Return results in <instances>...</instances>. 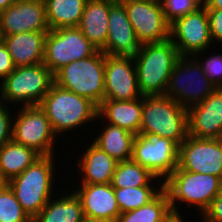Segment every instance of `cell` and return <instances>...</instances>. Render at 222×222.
<instances>
[{
	"label": "cell",
	"instance_id": "obj_1",
	"mask_svg": "<svg viewBox=\"0 0 222 222\" xmlns=\"http://www.w3.org/2000/svg\"><path fill=\"white\" fill-rule=\"evenodd\" d=\"M179 57L170 38L162 42L141 44L133 58L142 96L165 95L169 77Z\"/></svg>",
	"mask_w": 222,
	"mask_h": 222
},
{
	"label": "cell",
	"instance_id": "obj_2",
	"mask_svg": "<svg viewBox=\"0 0 222 222\" xmlns=\"http://www.w3.org/2000/svg\"><path fill=\"white\" fill-rule=\"evenodd\" d=\"M54 159L53 155L40 156L20 175L6 183L32 220L42 211L48 201L56 196L52 191L53 186H56Z\"/></svg>",
	"mask_w": 222,
	"mask_h": 222
},
{
	"label": "cell",
	"instance_id": "obj_3",
	"mask_svg": "<svg viewBox=\"0 0 222 222\" xmlns=\"http://www.w3.org/2000/svg\"><path fill=\"white\" fill-rule=\"evenodd\" d=\"M139 134L168 138L179 146L188 135L187 109L165 95L142 96Z\"/></svg>",
	"mask_w": 222,
	"mask_h": 222
},
{
	"label": "cell",
	"instance_id": "obj_4",
	"mask_svg": "<svg viewBox=\"0 0 222 222\" xmlns=\"http://www.w3.org/2000/svg\"><path fill=\"white\" fill-rule=\"evenodd\" d=\"M39 106L45 111L53 132L58 136L87 125L97 118L98 107L89 99L53 83Z\"/></svg>",
	"mask_w": 222,
	"mask_h": 222
},
{
	"label": "cell",
	"instance_id": "obj_5",
	"mask_svg": "<svg viewBox=\"0 0 222 222\" xmlns=\"http://www.w3.org/2000/svg\"><path fill=\"white\" fill-rule=\"evenodd\" d=\"M221 181L220 177L188 172L177 167L163 181V189L168 195L173 215H180L177 202H184L187 208H198L202 216L211 201L218 196Z\"/></svg>",
	"mask_w": 222,
	"mask_h": 222
},
{
	"label": "cell",
	"instance_id": "obj_6",
	"mask_svg": "<svg viewBox=\"0 0 222 222\" xmlns=\"http://www.w3.org/2000/svg\"><path fill=\"white\" fill-rule=\"evenodd\" d=\"M105 53L98 50L88 58L76 60L54 74V83L85 97L97 107L104 100Z\"/></svg>",
	"mask_w": 222,
	"mask_h": 222
},
{
	"label": "cell",
	"instance_id": "obj_7",
	"mask_svg": "<svg viewBox=\"0 0 222 222\" xmlns=\"http://www.w3.org/2000/svg\"><path fill=\"white\" fill-rule=\"evenodd\" d=\"M53 83L54 74L43 63L15 67L0 84V100L13 107L39 105Z\"/></svg>",
	"mask_w": 222,
	"mask_h": 222
},
{
	"label": "cell",
	"instance_id": "obj_8",
	"mask_svg": "<svg viewBox=\"0 0 222 222\" xmlns=\"http://www.w3.org/2000/svg\"><path fill=\"white\" fill-rule=\"evenodd\" d=\"M217 87L193 56H180L169 77L166 97L188 109L203 102Z\"/></svg>",
	"mask_w": 222,
	"mask_h": 222
},
{
	"label": "cell",
	"instance_id": "obj_9",
	"mask_svg": "<svg viewBox=\"0 0 222 222\" xmlns=\"http://www.w3.org/2000/svg\"><path fill=\"white\" fill-rule=\"evenodd\" d=\"M17 107L18 115H14L12 122V141L33 149L40 156H55L57 135L45 111L39 105Z\"/></svg>",
	"mask_w": 222,
	"mask_h": 222
},
{
	"label": "cell",
	"instance_id": "obj_10",
	"mask_svg": "<svg viewBox=\"0 0 222 222\" xmlns=\"http://www.w3.org/2000/svg\"><path fill=\"white\" fill-rule=\"evenodd\" d=\"M97 51L78 27L49 30L45 38L43 64L55 74L69 63L88 58Z\"/></svg>",
	"mask_w": 222,
	"mask_h": 222
},
{
	"label": "cell",
	"instance_id": "obj_11",
	"mask_svg": "<svg viewBox=\"0 0 222 222\" xmlns=\"http://www.w3.org/2000/svg\"><path fill=\"white\" fill-rule=\"evenodd\" d=\"M179 146L168 138L137 134L131 159L164 181L178 167Z\"/></svg>",
	"mask_w": 222,
	"mask_h": 222
},
{
	"label": "cell",
	"instance_id": "obj_12",
	"mask_svg": "<svg viewBox=\"0 0 222 222\" xmlns=\"http://www.w3.org/2000/svg\"><path fill=\"white\" fill-rule=\"evenodd\" d=\"M170 39L180 56L204 54L214 44L210 35L206 8L202 5L196 11L176 19L170 24Z\"/></svg>",
	"mask_w": 222,
	"mask_h": 222
},
{
	"label": "cell",
	"instance_id": "obj_13",
	"mask_svg": "<svg viewBox=\"0 0 222 222\" xmlns=\"http://www.w3.org/2000/svg\"><path fill=\"white\" fill-rule=\"evenodd\" d=\"M124 6L141 44L162 42L170 38V24L165 20L160 0H135Z\"/></svg>",
	"mask_w": 222,
	"mask_h": 222
},
{
	"label": "cell",
	"instance_id": "obj_14",
	"mask_svg": "<svg viewBox=\"0 0 222 222\" xmlns=\"http://www.w3.org/2000/svg\"><path fill=\"white\" fill-rule=\"evenodd\" d=\"M178 167L184 171L222 179V155L217 139H200L187 135L179 145Z\"/></svg>",
	"mask_w": 222,
	"mask_h": 222
},
{
	"label": "cell",
	"instance_id": "obj_15",
	"mask_svg": "<svg viewBox=\"0 0 222 222\" xmlns=\"http://www.w3.org/2000/svg\"><path fill=\"white\" fill-rule=\"evenodd\" d=\"M104 99L129 101L141 98L133 56L105 54Z\"/></svg>",
	"mask_w": 222,
	"mask_h": 222
},
{
	"label": "cell",
	"instance_id": "obj_16",
	"mask_svg": "<svg viewBox=\"0 0 222 222\" xmlns=\"http://www.w3.org/2000/svg\"><path fill=\"white\" fill-rule=\"evenodd\" d=\"M4 36L23 32H48L44 2L15 1L0 14Z\"/></svg>",
	"mask_w": 222,
	"mask_h": 222
},
{
	"label": "cell",
	"instance_id": "obj_17",
	"mask_svg": "<svg viewBox=\"0 0 222 222\" xmlns=\"http://www.w3.org/2000/svg\"><path fill=\"white\" fill-rule=\"evenodd\" d=\"M188 135L200 139L222 136V88L187 109Z\"/></svg>",
	"mask_w": 222,
	"mask_h": 222
},
{
	"label": "cell",
	"instance_id": "obj_18",
	"mask_svg": "<svg viewBox=\"0 0 222 222\" xmlns=\"http://www.w3.org/2000/svg\"><path fill=\"white\" fill-rule=\"evenodd\" d=\"M140 47L125 6L110 0L107 40L101 51L109 56H134Z\"/></svg>",
	"mask_w": 222,
	"mask_h": 222
},
{
	"label": "cell",
	"instance_id": "obj_19",
	"mask_svg": "<svg viewBox=\"0 0 222 222\" xmlns=\"http://www.w3.org/2000/svg\"><path fill=\"white\" fill-rule=\"evenodd\" d=\"M78 187L73 192L80 199L85 217L114 222L121 214L111 183Z\"/></svg>",
	"mask_w": 222,
	"mask_h": 222
},
{
	"label": "cell",
	"instance_id": "obj_20",
	"mask_svg": "<svg viewBox=\"0 0 222 222\" xmlns=\"http://www.w3.org/2000/svg\"><path fill=\"white\" fill-rule=\"evenodd\" d=\"M141 115L142 97L129 101L104 99L98 106L96 120L105 119L103 123L118 126L137 135L140 131Z\"/></svg>",
	"mask_w": 222,
	"mask_h": 222
},
{
	"label": "cell",
	"instance_id": "obj_21",
	"mask_svg": "<svg viewBox=\"0 0 222 222\" xmlns=\"http://www.w3.org/2000/svg\"><path fill=\"white\" fill-rule=\"evenodd\" d=\"M47 32H23L4 36L15 67L43 63Z\"/></svg>",
	"mask_w": 222,
	"mask_h": 222
},
{
	"label": "cell",
	"instance_id": "obj_22",
	"mask_svg": "<svg viewBox=\"0 0 222 222\" xmlns=\"http://www.w3.org/2000/svg\"><path fill=\"white\" fill-rule=\"evenodd\" d=\"M81 155L76 167L79 170V174H82V184L111 183L117 161L94 142L89 144L85 152Z\"/></svg>",
	"mask_w": 222,
	"mask_h": 222
},
{
	"label": "cell",
	"instance_id": "obj_23",
	"mask_svg": "<svg viewBox=\"0 0 222 222\" xmlns=\"http://www.w3.org/2000/svg\"><path fill=\"white\" fill-rule=\"evenodd\" d=\"M110 0H87L78 28L101 50L107 40Z\"/></svg>",
	"mask_w": 222,
	"mask_h": 222
},
{
	"label": "cell",
	"instance_id": "obj_24",
	"mask_svg": "<svg viewBox=\"0 0 222 222\" xmlns=\"http://www.w3.org/2000/svg\"><path fill=\"white\" fill-rule=\"evenodd\" d=\"M59 197L53 196L32 222H82L84 211L76 194L71 192Z\"/></svg>",
	"mask_w": 222,
	"mask_h": 222
},
{
	"label": "cell",
	"instance_id": "obj_25",
	"mask_svg": "<svg viewBox=\"0 0 222 222\" xmlns=\"http://www.w3.org/2000/svg\"><path fill=\"white\" fill-rule=\"evenodd\" d=\"M40 157L33 149L12 140L0 146V177L7 183Z\"/></svg>",
	"mask_w": 222,
	"mask_h": 222
},
{
	"label": "cell",
	"instance_id": "obj_26",
	"mask_svg": "<svg viewBox=\"0 0 222 222\" xmlns=\"http://www.w3.org/2000/svg\"><path fill=\"white\" fill-rule=\"evenodd\" d=\"M103 125L105 127L101 128L98 136L93 137V142L117 162L131 159L135 135L118 126L108 123Z\"/></svg>",
	"mask_w": 222,
	"mask_h": 222
},
{
	"label": "cell",
	"instance_id": "obj_27",
	"mask_svg": "<svg viewBox=\"0 0 222 222\" xmlns=\"http://www.w3.org/2000/svg\"><path fill=\"white\" fill-rule=\"evenodd\" d=\"M87 0H45L47 24L50 30L78 27Z\"/></svg>",
	"mask_w": 222,
	"mask_h": 222
},
{
	"label": "cell",
	"instance_id": "obj_28",
	"mask_svg": "<svg viewBox=\"0 0 222 222\" xmlns=\"http://www.w3.org/2000/svg\"><path fill=\"white\" fill-rule=\"evenodd\" d=\"M173 215L169 198L163 189L142 207L121 213L114 222H167Z\"/></svg>",
	"mask_w": 222,
	"mask_h": 222
},
{
	"label": "cell",
	"instance_id": "obj_29",
	"mask_svg": "<svg viewBox=\"0 0 222 222\" xmlns=\"http://www.w3.org/2000/svg\"><path fill=\"white\" fill-rule=\"evenodd\" d=\"M163 184V181L154 176L147 168L142 167L132 159L117 162L111 185L113 188H131L141 186H152L155 181ZM152 183V184H151Z\"/></svg>",
	"mask_w": 222,
	"mask_h": 222
},
{
	"label": "cell",
	"instance_id": "obj_30",
	"mask_svg": "<svg viewBox=\"0 0 222 222\" xmlns=\"http://www.w3.org/2000/svg\"><path fill=\"white\" fill-rule=\"evenodd\" d=\"M157 186L114 188L120 212L132 211L149 203L163 190V184Z\"/></svg>",
	"mask_w": 222,
	"mask_h": 222
},
{
	"label": "cell",
	"instance_id": "obj_31",
	"mask_svg": "<svg viewBox=\"0 0 222 222\" xmlns=\"http://www.w3.org/2000/svg\"><path fill=\"white\" fill-rule=\"evenodd\" d=\"M0 222H32L6 183L0 188Z\"/></svg>",
	"mask_w": 222,
	"mask_h": 222
},
{
	"label": "cell",
	"instance_id": "obj_32",
	"mask_svg": "<svg viewBox=\"0 0 222 222\" xmlns=\"http://www.w3.org/2000/svg\"><path fill=\"white\" fill-rule=\"evenodd\" d=\"M165 20L171 24L176 19L196 11L203 5L202 0H160Z\"/></svg>",
	"mask_w": 222,
	"mask_h": 222
},
{
	"label": "cell",
	"instance_id": "obj_33",
	"mask_svg": "<svg viewBox=\"0 0 222 222\" xmlns=\"http://www.w3.org/2000/svg\"><path fill=\"white\" fill-rule=\"evenodd\" d=\"M194 57L202 66L207 78L217 88H222V54L209 55V57H205V60H201L202 57L199 54H195Z\"/></svg>",
	"mask_w": 222,
	"mask_h": 222
},
{
	"label": "cell",
	"instance_id": "obj_34",
	"mask_svg": "<svg viewBox=\"0 0 222 222\" xmlns=\"http://www.w3.org/2000/svg\"><path fill=\"white\" fill-rule=\"evenodd\" d=\"M10 107L0 100V146L12 140V115L14 114L10 113Z\"/></svg>",
	"mask_w": 222,
	"mask_h": 222
},
{
	"label": "cell",
	"instance_id": "obj_35",
	"mask_svg": "<svg viewBox=\"0 0 222 222\" xmlns=\"http://www.w3.org/2000/svg\"><path fill=\"white\" fill-rule=\"evenodd\" d=\"M212 41L222 43V9H206Z\"/></svg>",
	"mask_w": 222,
	"mask_h": 222
},
{
	"label": "cell",
	"instance_id": "obj_36",
	"mask_svg": "<svg viewBox=\"0 0 222 222\" xmlns=\"http://www.w3.org/2000/svg\"><path fill=\"white\" fill-rule=\"evenodd\" d=\"M202 215L203 222H222V198L216 196Z\"/></svg>",
	"mask_w": 222,
	"mask_h": 222
},
{
	"label": "cell",
	"instance_id": "obj_37",
	"mask_svg": "<svg viewBox=\"0 0 222 222\" xmlns=\"http://www.w3.org/2000/svg\"><path fill=\"white\" fill-rule=\"evenodd\" d=\"M15 69L7 46L0 45V82L3 81Z\"/></svg>",
	"mask_w": 222,
	"mask_h": 222
},
{
	"label": "cell",
	"instance_id": "obj_38",
	"mask_svg": "<svg viewBox=\"0 0 222 222\" xmlns=\"http://www.w3.org/2000/svg\"><path fill=\"white\" fill-rule=\"evenodd\" d=\"M206 9H222V0H203Z\"/></svg>",
	"mask_w": 222,
	"mask_h": 222
},
{
	"label": "cell",
	"instance_id": "obj_39",
	"mask_svg": "<svg viewBox=\"0 0 222 222\" xmlns=\"http://www.w3.org/2000/svg\"><path fill=\"white\" fill-rule=\"evenodd\" d=\"M16 0H0V14L3 10L12 5Z\"/></svg>",
	"mask_w": 222,
	"mask_h": 222
},
{
	"label": "cell",
	"instance_id": "obj_40",
	"mask_svg": "<svg viewBox=\"0 0 222 222\" xmlns=\"http://www.w3.org/2000/svg\"><path fill=\"white\" fill-rule=\"evenodd\" d=\"M180 215H172L171 218L167 222H185L186 219Z\"/></svg>",
	"mask_w": 222,
	"mask_h": 222
},
{
	"label": "cell",
	"instance_id": "obj_41",
	"mask_svg": "<svg viewBox=\"0 0 222 222\" xmlns=\"http://www.w3.org/2000/svg\"><path fill=\"white\" fill-rule=\"evenodd\" d=\"M82 222H111V221L103 220V219H94V218L84 217Z\"/></svg>",
	"mask_w": 222,
	"mask_h": 222
},
{
	"label": "cell",
	"instance_id": "obj_42",
	"mask_svg": "<svg viewBox=\"0 0 222 222\" xmlns=\"http://www.w3.org/2000/svg\"><path fill=\"white\" fill-rule=\"evenodd\" d=\"M114 4H122L124 5L125 3L135 1V0H111Z\"/></svg>",
	"mask_w": 222,
	"mask_h": 222
},
{
	"label": "cell",
	"instance_id": "obj_43",
	"mask_svg": "<svg viewBox=\"0 0 222 222\" xmlns=\"http://www.w3.org/2000/svg\"><path fill=\"white\" fill-rule=\"evenodd\" d=\"M217 142H218L219 149H220V152H221V155H222V136L217 138Z\"/></svg>",
	"mask_w": 222,
	"mask_h": 222
},
{
	"label": "cell",
	"instance_id": "obj_44",
	"mask_svg": "<svg viewBox=\"0 0 222 222\" xmlns=\"http://www.w3.org/2000/svg\"><path fill=\"white\" fill-rule=\"evenodd\" d=\"M4 43V35H3V32L0 28V45H2Z\"/></svg>",
	"mask_w": 222,
	"mask_h": 222
},
{
	"label": "cell",
	"instance_id": "obj_45",
	"mask_svg": "<svg viewBox=\"0 0 222 222\" xmlns=\"http://www.w3.org/2000/svg\"><path fill=\"white\" fill-rule=\"evenodd\" d=\"M218 196L222 198V181H221V184H220V189H219Z\"/></svg>",
	"mask_w": 222,
	"mask_h": 222
},
{
	"label": "cell",
	"instance_id": "obj_46",
	"mask_svg": "<svg viewBox=\"0 0 222 222\" xmlns=\"http://www.w3.org/2000/svg\"><path fill=\"white\" fill-rule=\"evenodd\" d=\"M17 1H35V2H45V0H17Z\"/></svg>",
	"mask_w": 222,
	"mask_h": 222
},
{
	"label": "cell",
	"instance_id": "obj_47",
	"mask_svg": "<svg viewBox=\"0 0 222 222\" xmlns=\"http://www.w3.org/2000/svg\"><path fill=\"white\" fill-rule=\"evenodd\" d=\"M5 184V182L0 177V188Z\"/></svg>",
	"mask_w": 222,
	"mask_h": 222
}]
</instances>
